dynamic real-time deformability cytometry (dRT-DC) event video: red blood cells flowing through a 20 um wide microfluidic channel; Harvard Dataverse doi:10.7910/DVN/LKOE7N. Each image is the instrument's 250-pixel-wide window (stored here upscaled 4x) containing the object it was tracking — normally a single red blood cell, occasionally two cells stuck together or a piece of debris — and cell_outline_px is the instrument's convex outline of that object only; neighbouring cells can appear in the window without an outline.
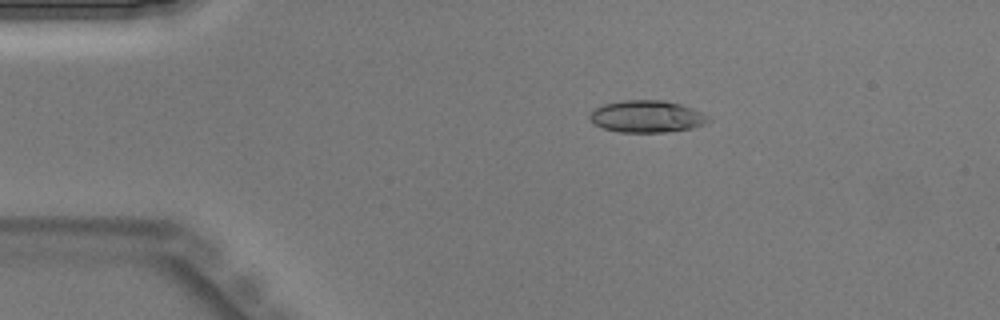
{"species": "Egyptian fruit bat (a non-hibernating species)", "species_latin": "Rousettus aegyptiacus", "temperature_condition": "warm", "stored_images_in_passage": 39, "camera_frame_rate_fps": 3000, "um_per_image_px": 0.085, "animal": {"sex": "male"}, "frame": {"image": 1, "passage_image": 3, "time_ms": 0.667, "image_size_px": [1000, 320], "cell_outline_px": [[712, 120], [704, 124], [692, 128], [664, 132], [620, 132], [604, 128], [596, 124], [588, 116], [596, 108], [604, 104], [620, 100], [664, 100], [680, 104], [704, 112], [712, 116]], "centroid_in_image_um": [55.05, 9.89], "position_along_channel_um": 29.9, "area_um2": 22.2}}
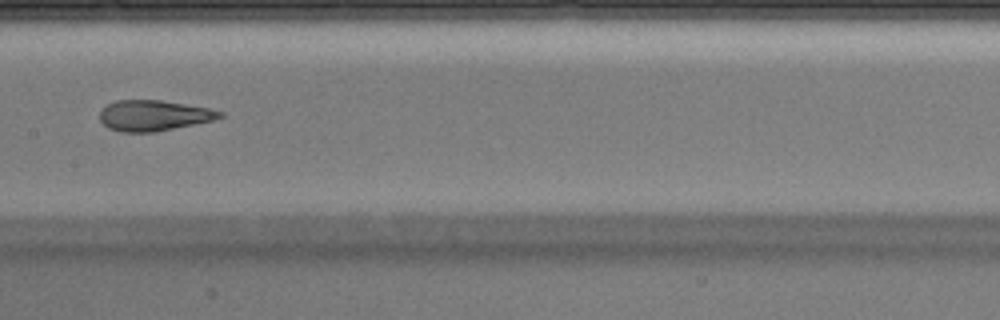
{"frame": {"image": 2, "passage_image": 17, "time_ms": 5.333, "image_size_px": [1000, 320], "cell_outline_px": [[224, 116], [212, 120], [152, 132], [120, 132], [108, 128], [100, 120], [100, 112], [108, 104], [116, 100], [160, 100], [208, 108], [224, 112]], "centroid_in_image_um": [13.04, 9.81], "position_along_channel_um": 194.4, "area_um2": 21.1}}
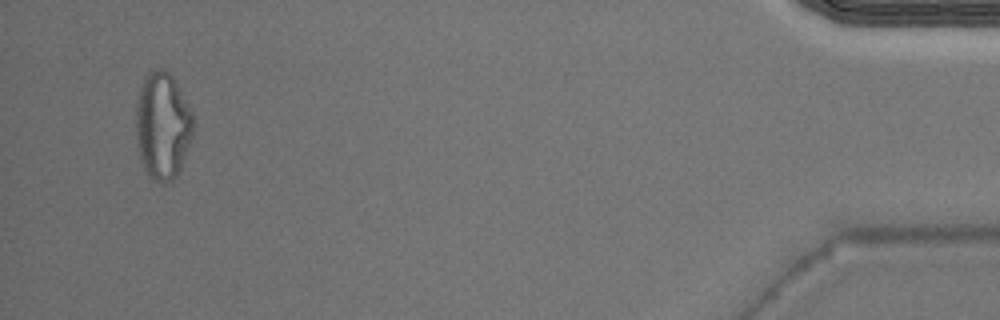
{"frame": {"image": 3, "passage_image": 37, "time_ms": 12.0, "image_size_px": [1000, 320], "cell_outline_px": [[192, 136], [180, 168], [176, 176], [172, 180], [152, 180], [148, 176], [140, 160], [136, 136], [136, 100], [140, 84], [144, 76], [152, 68], [160, 68], [168, 72], [172, 76], [192, 112]], "centroid_in_image_um": [13.78, 10.64], "position_along_channel_um": 421.4, "area_um2": 35.6}}